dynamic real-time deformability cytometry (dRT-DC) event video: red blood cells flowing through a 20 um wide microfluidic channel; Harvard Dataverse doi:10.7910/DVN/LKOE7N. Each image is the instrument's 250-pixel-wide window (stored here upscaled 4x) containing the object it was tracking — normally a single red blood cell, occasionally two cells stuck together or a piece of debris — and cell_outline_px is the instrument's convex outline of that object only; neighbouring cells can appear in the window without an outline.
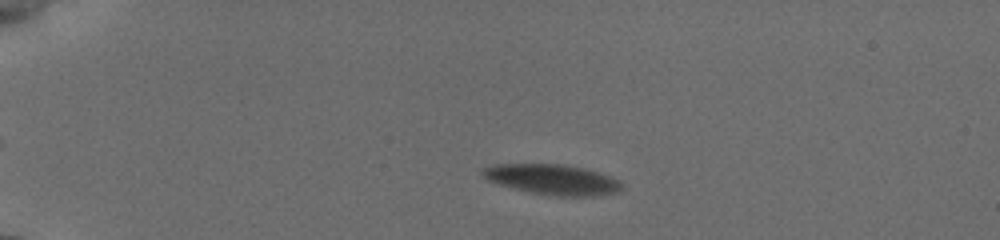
{"species": "common noctule bat (a hibernating species)", "species_latin": "Nyctalus noctula", "temperature_condition": "cold", "stored_images_in_passage": 70, "camera_frame_rate_fps": 3000, "um_per_image_px": 0.085, "animal": {"sex": "female", "body_mass_g": 19.5, "forearm_length_mm": 54.1}, "frame": {"image": 1, "passage_image": 8, "time_ms": 1.667, "image_size_px": [1000, 240], "cell_outline_px": [[620, 188], [616, 192], [596, 196], [548, 196], [500, 184], [488, 180], [484, 176], [484, 168], [496, 164], [560, 164], [580, 168], [596, 172], [608, 176], [616, 180], [620, 184]], "centroid_in_image_um": [46.94, 15.26], "position_along_channel_um": 38.1, "area_um2": 23.81}}
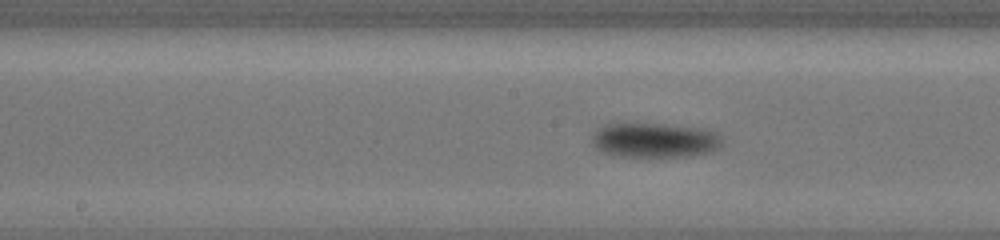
{"frame": {"image": 2, "passage_image": 34, "time_ms": 7.667, "image_size_px": [1000, 240], "cell_outline_px": [[724, 144], [720, 148], [712, 152], [688, 156], [612, 156], [596, 148], [592, 140], [592, 136], [604, 124], [664, 124], [704, 128], [716, 132], [720, 136]], "centroid_in_image_um": [55.71, 11.92], "position_along_channel_um": 192.5, "area_um2": 26.36}}
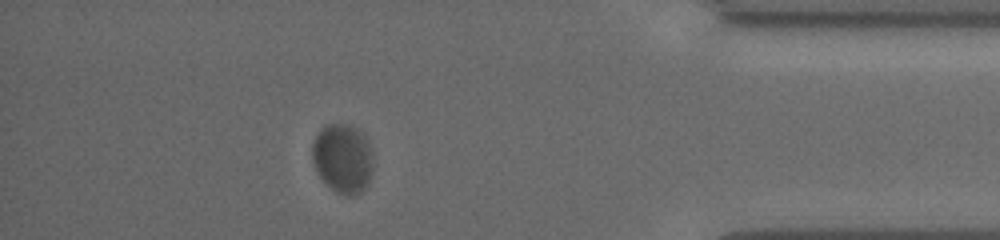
{"frame": {"image": 3, "passage_image": 61, "time_ms": 14.333, "image_size_px": [1000, 240], "cell_outline_px": [[372, 168], [368, 180], [364, 188], [360, 192], [352, 196], [348, 196], [332, 188], [316, 172], [312, 160], [312, 144], [320, 128], [328, 124], [352, 124], [364, 132], [372, 152]], "centroid_in_image_um": [29.13, 13.4], "position_along_channel_um": 406.1, "area_um2": 24.57}, "authors_computed_cell_mechanics": {"area_um2": 24.565, "velocity_mm_per_s": 3.6698, "shape_relaxation_time_tau1_ms": 3.5833, "shape_relaxation_time_tau2_ms": null, "deformation_change_tau1": 0.0714, "deformation_change_tau2": null}}